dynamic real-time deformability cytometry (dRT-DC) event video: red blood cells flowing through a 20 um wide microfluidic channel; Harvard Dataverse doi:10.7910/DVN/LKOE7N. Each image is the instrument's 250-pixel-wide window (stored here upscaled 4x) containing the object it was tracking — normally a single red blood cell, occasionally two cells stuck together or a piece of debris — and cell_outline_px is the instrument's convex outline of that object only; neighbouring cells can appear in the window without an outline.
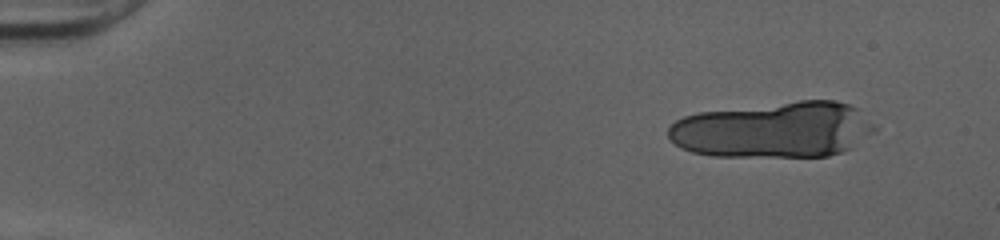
{"species": "human", "species_latin": "Homo sapiens", "temperature_condition": "cold", "stored_images_in_passage": 20, "camera_frame_rate_fps": 3000, "um_per_image_px": 0.085, "donor": {"sex": "female"}, "frame": {"image": 1, "passage_image": 5, "time_ms": 1.333, "image_size_px": [1000, 240], "cell_outline_px": [[860, 108], [852, 148], [828, 156], [712, 156], [692, 152], [680, 148], [668, 136], [668, 128], [676, 120], [684, 116], [700, 112], [800, 100], [836, 100]], "centroid_in_image_um": [65.43, 11.03], "position_along_channel_um": 19.6, "area_um2": 64.27}}